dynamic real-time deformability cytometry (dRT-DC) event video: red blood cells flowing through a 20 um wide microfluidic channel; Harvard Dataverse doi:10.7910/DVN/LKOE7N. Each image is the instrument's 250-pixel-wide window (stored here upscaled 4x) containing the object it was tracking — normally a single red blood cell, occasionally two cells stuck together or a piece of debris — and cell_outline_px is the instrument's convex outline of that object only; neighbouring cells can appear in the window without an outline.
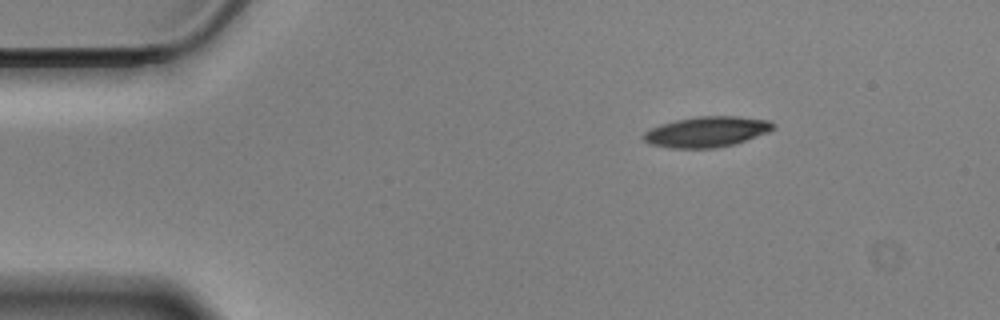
{"species": "Egyptian fruit bat (a non-hibernating species)", "species_latin": "Rousettus aegyptiacus", "temperature_condition": "cold", "stored_images_in_passage": 50, "camera_frame_rate_fps": 3000, "um_per_image_px": 0.085, "animal": {"sex": "male"}, "frame": {"image": 1, "passage_image": 1, "time_ms": 0.0, "image_size_px": [1000, 320], "cell_outline_px": [[776, 128], [768, 132], [736, 144], [712, 148], [672, 148], [648, 144], [640, 136], [644, 132], [660, 124], [676, 120], [696, 116], [736, 116], [768, 120], [776, 124]], "centroid_in_image_um": [60.07, 11.2], "position_along_channel_um": 24.9, "area_um2": 23.24}}
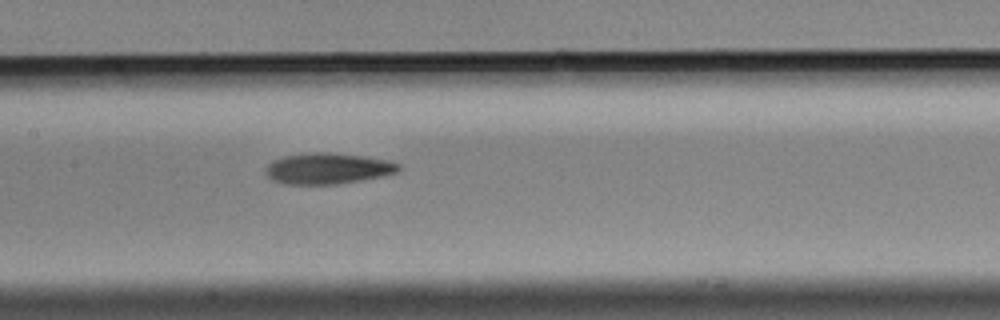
{"frame": {"image": 2, "passage_image": 20, "time_ms": 6.333, "image_size_px": [1000, 320], "cell_outline_px": [[400, 172], [384, 176], [340, 184], [284, 184], [272, 180], [264, 172], [264, 168], [272, 160], [284, 156], [316, 152], [328, 152], [360, 156], [384, 160], [400, 164]], "centroid_in_image_um": [27.84, 14.34], "position_along_channel_um": 179.6, "area_um2": 24.04}}
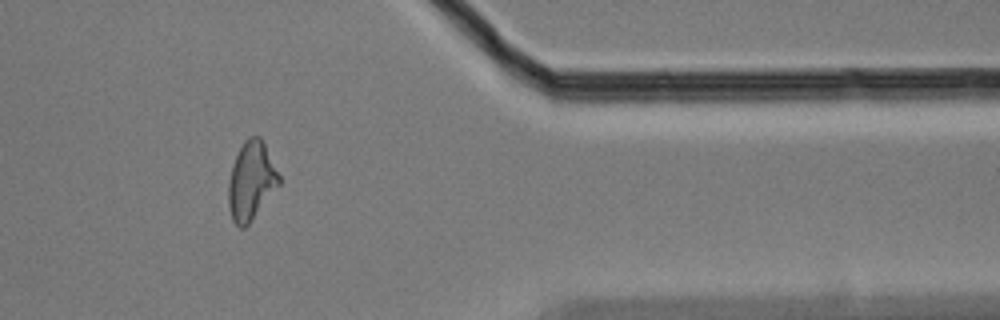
{"frame": {"image": 3, "passage_image": 40, "time_ms": 13.0, "image_size_px": [1000, 320], "cell_outline_px": [[280, 184], [248, 224], [244, 228], [240, 228], [232, 220], [228, 204], [228, 180], [232, 164], [244, 140], [248, 136], [260, 136], [280, 176]], "centroid_in_image_um": [21.33, 15.37], "position_along_channel_um": 390.1, "area_um2": 22.89}, "authors_computed_cell_mechanics": {"area_um2": 23.3512, "velocity_mm_per_s": 3.4671, "shape_relaxation_time_tau1_ms": 10.743, "shape_relaxation_time_tau2_ms": 6.6488, "deformation_change_tau1": 0.2394, "deformation_change_tau2": 0.1651}}